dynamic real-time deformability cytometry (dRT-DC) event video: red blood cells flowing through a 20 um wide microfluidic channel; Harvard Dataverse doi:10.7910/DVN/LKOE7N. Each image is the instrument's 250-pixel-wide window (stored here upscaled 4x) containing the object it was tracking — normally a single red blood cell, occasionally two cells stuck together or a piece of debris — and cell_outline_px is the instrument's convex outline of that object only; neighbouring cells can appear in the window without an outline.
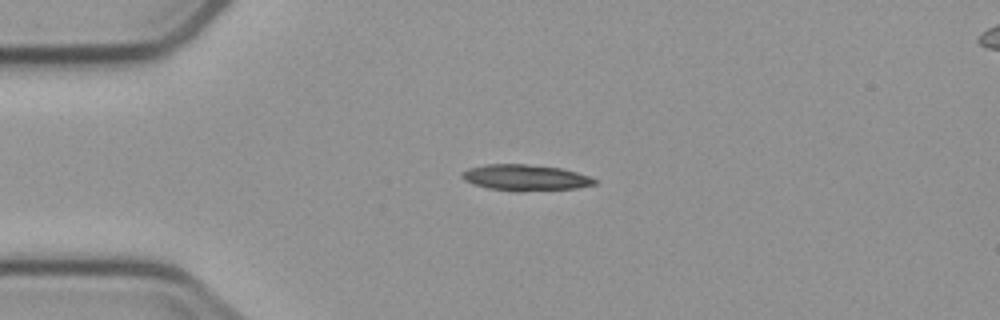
{"species": "common noctule bat (a hibernating species)", "species_latin": "Nyctalus noctula", "temperature_condition": "cold", "stored_images_in_passage": 5, "camera_frame_rate_fps": 3000, "um_per_image_px": 0.085, "animal": {"sex": "male", "body_mass_g": 23.1, "forearm_length_mm": 52.7}, "frame": {"image": 1, "passage_image": 3, "time_ms": 2.333, "image_size_px": [1000, 320], "cell_outline_px": [[596, 184], [576, 188], [520, 192], [516, 192], [488, 188], [472, 184], [464, 180], [460, 176], [460, 172], [468, 168], [488, 164], [524, 164], [560, 168], [576, 172], [588, 176], [596, 180]], "centroid_in_image_um": [44.6, 15.11], "position_along_channel_um": 40.4, "area_um2": 20.23}}
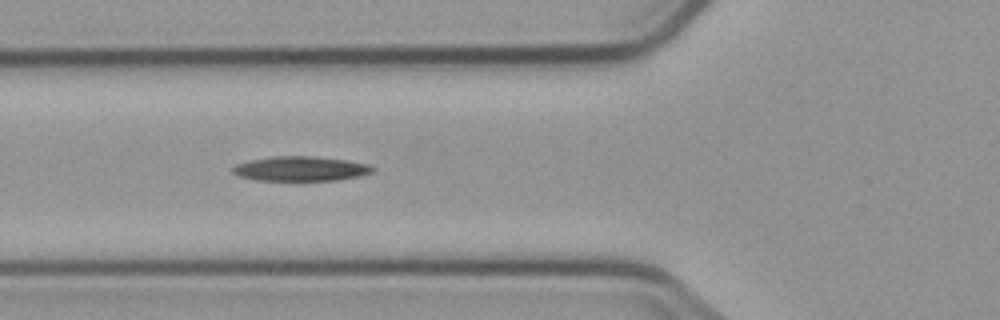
{"frame": {"image": 2, "passage_image": 5, "time_ms": 4.667, "image_size_px": [1000, 320], "cell_outline_px": [[376, 168], [372, 172], [360, 176], [336, 180], [256, 180], [236, 176], [232, 172], [232, 168], [236, 164], [252, 160], [272, 156], [308, 156], [344, 160], [368, 164]], "centroid_in_image_um": [25.53, 14.34], "position_along_channel_um": 100.3, "area_um2": 19.94}}